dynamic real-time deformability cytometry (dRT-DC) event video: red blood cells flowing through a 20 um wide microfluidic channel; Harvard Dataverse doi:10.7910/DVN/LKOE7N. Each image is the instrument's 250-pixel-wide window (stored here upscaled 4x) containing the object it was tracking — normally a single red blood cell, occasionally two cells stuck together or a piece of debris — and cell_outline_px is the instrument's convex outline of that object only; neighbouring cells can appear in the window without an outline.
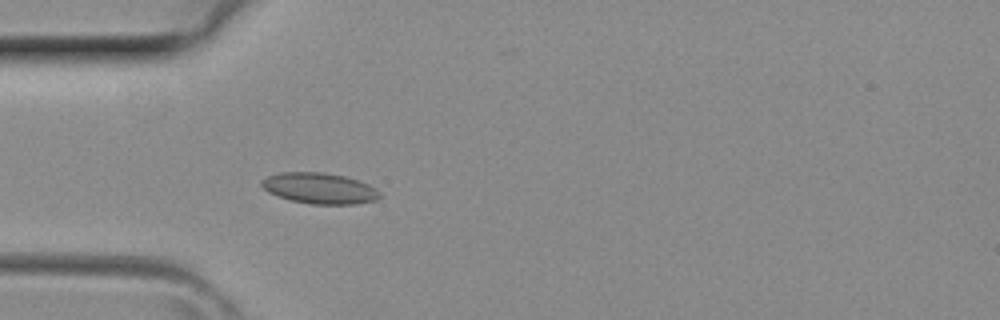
{"species": "common noctule bat (a hibernating species)", "species_latin": "Nyctalus noctula", "temperature_condition": "room temperature", "stored_images_in_passage": 3, "camera_frame_rate_fps": 3000, "um_per_image_px": 0.085, "animal": {"sex": "female", "body_mass_g": 29.2, "forearm_length_mm": 56.3}, "frame": {"image": 1, "passage_image": 3, "time_ms": 0.667, "image_size_px": [1000, 320], "cell_outline_px": [[380, 196], [376, 200], [356, 204], [312, 204], [292, 200], [276, 196], [268, 192], [260, 184], [260, 180], [268, 176], [280, 172], [320, 172], [344, 176], [368, 184], [376, 188], [380, 192]], "centroid_in_image_um": [27.14, 16.0], "position_along_channel_um": 57.9, "area_um2": 21.21}}